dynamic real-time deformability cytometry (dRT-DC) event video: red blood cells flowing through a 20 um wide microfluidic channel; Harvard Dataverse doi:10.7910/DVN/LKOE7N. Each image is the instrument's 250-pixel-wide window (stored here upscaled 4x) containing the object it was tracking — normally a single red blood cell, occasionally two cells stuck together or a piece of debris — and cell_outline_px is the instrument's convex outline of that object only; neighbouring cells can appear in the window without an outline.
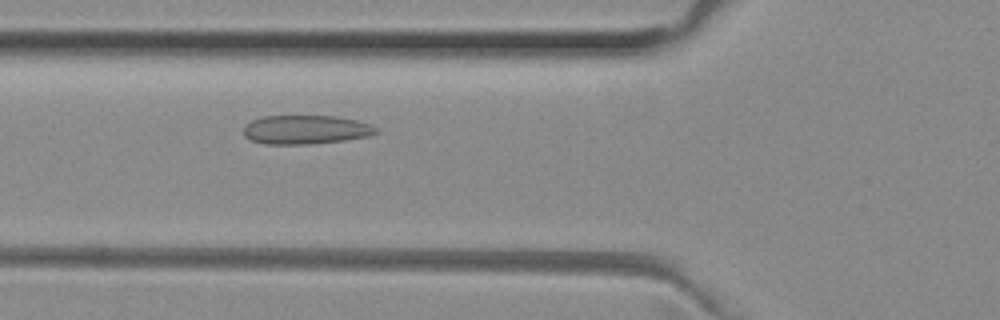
{"species": "common noctule bat (a hibernating species)", "species_latin": "Nyctalus noctula", "temperature_condition": "room temperature", "stored_images_in_passage": 50, "camera_frame_rate_fps": 3000, "um_per_image_px": 0.085, "animal": {"sex": "female", "body_mass_g": 29.2, "forearm_length_mm": 56.3}, "frame": {"image": 1, "passage_image": 17, "time_ms": 5.333, "image_size_px": [1000, 320], "cell_outline_px": [[380, 132], [368, 136], [344, 140], [304, 144], [264, 144], [248, 140], [244, 136], [244, 124], [260, 116], [336, 116], [356, 120], [368, 124], [376, 128]], "centroid_in_image_um": [25.92, 11.02], "position_along_channel_um": 99.9, "area_um2": 22.37}}
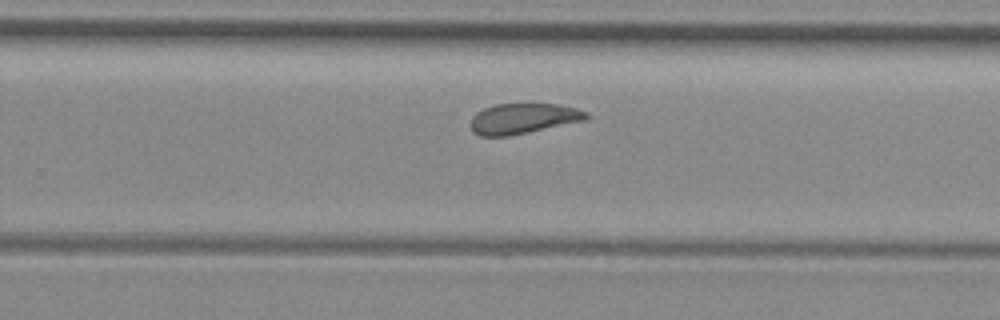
{"frame": {"image": 2, "passage_image": 31, "time_ms": 10.0, "image_size_px": [1000, 320], "cell_outline_px": [[588, 120], [508, 136], [480, 136], [472, 132], [468, 124], [472, 116], [476, 112], [484, 108], [496, 104], [560, 104], [576, 108], [588, 112]], "centroid_in_image_um": [44.44, 10.08], "position_along_channel_um": 285.4, "area_um2": 20.75}}
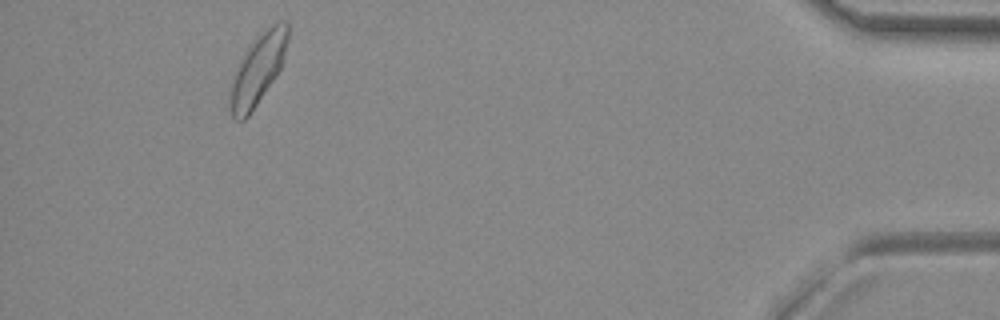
{"frame": {"image": 3, "passage_image": 46, "time_ms": 15.0, "image_size_px": [1000, 320], "cell_outline_px": [[288, 40], [284, 56], [280, 68], [248, 116], [244, 120], [236, 120], [232, 116], [232, 84], [240, 60], [244, 52], [252, 40], [260, 32], [276, 20], [288, 20]], "centroid_in_image_um": [21.97, 5.76], "position_along_channel_um": 413.2, "area_um2": 22.95}, "authors_computed_cell_mechanics": {"area_um2": 22.3108, "velocity_mm_per_s": 3.9809, "shape_relaxation_time_tau1_ms": null, "shape_relaxation_time_tau2_ms": 1.1242, "deformation_change_tau1": null, "deformation_change_tau2": 0.0727}}